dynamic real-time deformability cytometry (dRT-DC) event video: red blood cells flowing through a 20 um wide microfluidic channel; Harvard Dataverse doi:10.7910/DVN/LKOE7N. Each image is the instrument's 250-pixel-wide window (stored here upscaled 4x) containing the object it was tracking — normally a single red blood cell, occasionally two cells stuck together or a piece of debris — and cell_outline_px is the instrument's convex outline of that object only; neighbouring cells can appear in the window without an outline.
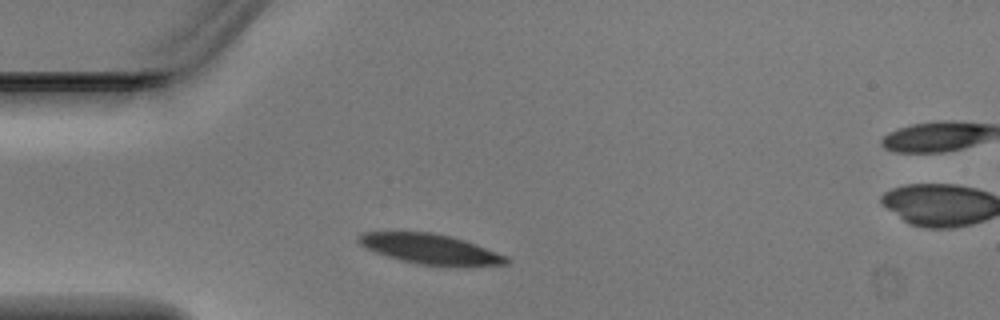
{"species": "Egyptian fruit bat (a non-hibernating species)", "species_latin": "Rousettus aegyptiacus", "temperature_condition": "warm", "stored_images_in_passage": 2, "camera_frame_rate_fps": 3000, "um_per_image_px": 0.085, "animal": {"sex": "male"}, "frame": {"image": 1, "passage_image": 1, "time_ms": 0.0, "image_size_px": [1000, 320], "cell_outline_px": [[512, 260], [508, 264], [468, 268], [456, 268], [420, 264], [400, 260], [376, 252], [360, 244], [356, 240], [356, 236], [364, 232], [432, 232], [464, 240], [476, 244], [504, 256]], "centroid_in_image_um": [36.64, 21.21], "position_along_channel_um": 48.4, "area_um2": 26.24}}